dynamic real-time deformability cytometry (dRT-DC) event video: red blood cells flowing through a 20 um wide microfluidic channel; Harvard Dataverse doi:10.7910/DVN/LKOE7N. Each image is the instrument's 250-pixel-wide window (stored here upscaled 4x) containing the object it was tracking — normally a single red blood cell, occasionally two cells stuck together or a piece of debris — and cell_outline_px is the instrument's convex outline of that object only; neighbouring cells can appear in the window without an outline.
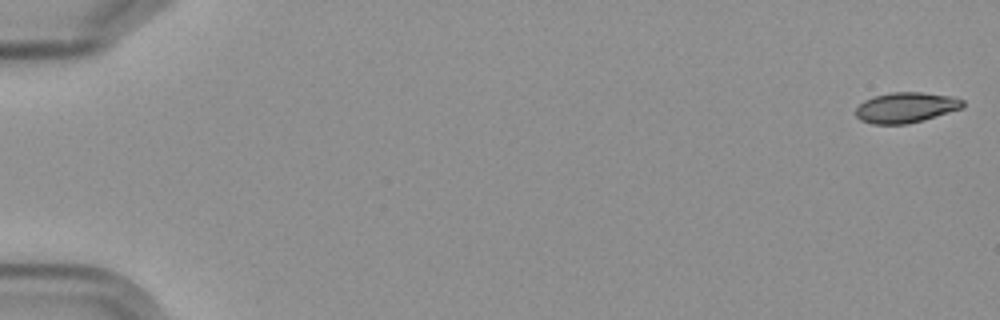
{"species": "Egyptian fruit bat (a non-hibernating species)", "species_latin": "Rousettus aegyptiacus", "temperature_condition": "cold", "stored_images_in_passage": 6, "segment_of_instrument_passage": [1, 2], "camera_frame_rate_fps": 3000, "um_per_image_px": 0.085, "frame": {"image": 1, "passage_image": 1, "time_ms": 0.0, "image_size_px": [1000, 320], "cell_outline_px": [[964, 108], [924, 120], [908, 124], [872, 124], [860, 120], [856, 116], [856, 108], [864, 100], [872, 96], [892, 92], [920, 92], [952, 96], [964, 100]], "centroid_in_image_um": [77.01, 9.14], "position_along_channel_um": 8.0, "area_um2": 19.19}}
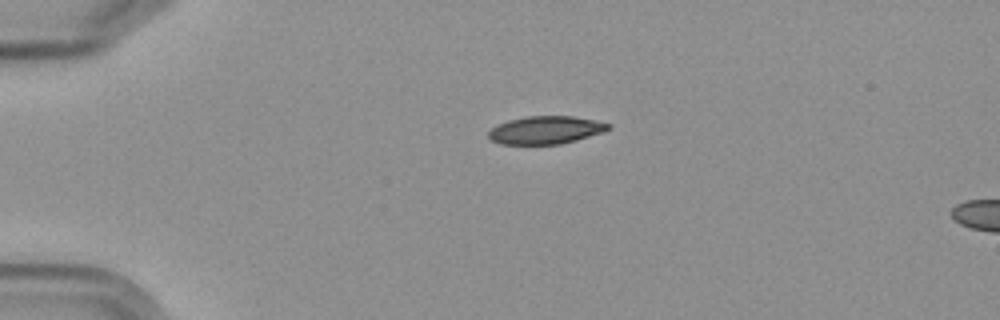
{"frame": {"image": 2, "passage_image": 4, "time_ms": 4.333, "image_size_px": [1000, 320], "cell_outline_px": [[612, 124], [604, 132], [576, 140], [560, 144], [500, 144], [492, 140], [488, 136], [488, 132], [492, 128], [508, 120], [528, 116], [572, 116]], "centroid_in_image_um": [46.38, 11.06], "position_along_channel_um": 38.6, "area_um2": 19.25}}